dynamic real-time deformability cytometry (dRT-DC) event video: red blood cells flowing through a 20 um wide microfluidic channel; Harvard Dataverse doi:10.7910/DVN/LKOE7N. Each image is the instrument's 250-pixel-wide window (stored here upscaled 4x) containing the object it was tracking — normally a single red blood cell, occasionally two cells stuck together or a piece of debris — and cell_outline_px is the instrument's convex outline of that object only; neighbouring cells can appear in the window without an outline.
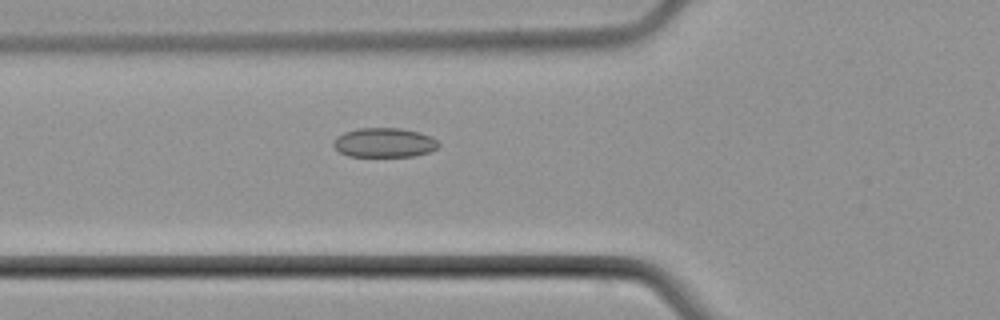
{"species": "common noctule bat (a hibernating species)", "species_latin": "Nyctalus noctula", "temperature_condition": "cold", "stored_images_in_passage": 5, "camera_frame_rate_fps": 3000, "um_per_image_px": 0.085, "animal": {"sex": "male", "body_mass_g": 21.5, "forearm_length_mm": 52.0}, "frame": {"image": 1, "passage_image": 5, "time_ms": 5.667, "image_size_px": [1000, 320], "cell_outline_px": [[440, 144], [436, 148], [428, 152], [412, 156], [348, 156], [340, 152], [332, 144], [336, 136], [344, 132], [360, 128], [400, 128], [420, 132], [432, 136]], "centroid_in_image_um": [32.66, 12.11], "position_along_channel_um": 93.1, "area_um2": 17.98}}